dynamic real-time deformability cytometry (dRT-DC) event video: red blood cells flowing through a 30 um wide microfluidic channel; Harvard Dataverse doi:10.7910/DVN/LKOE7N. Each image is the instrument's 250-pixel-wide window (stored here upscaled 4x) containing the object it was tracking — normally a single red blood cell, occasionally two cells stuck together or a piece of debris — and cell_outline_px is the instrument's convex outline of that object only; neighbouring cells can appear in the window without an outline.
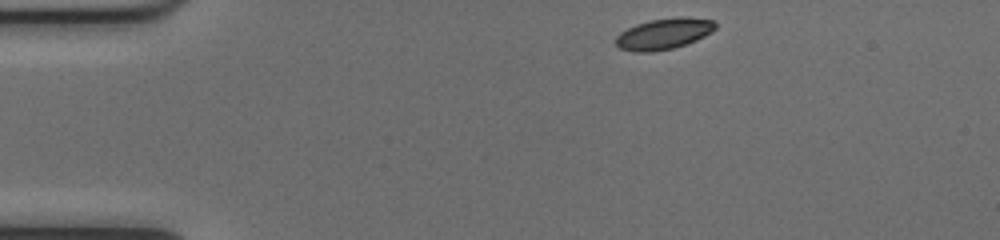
{"species": "common noctule bat (a hibernating species)", "species_latin": "Nyctalus noctula", "temperature_condition": "cold", "stored_images_in_passage": 44, "camera_frame_rate_fps": 3000, "um_per_image_px": 0.085, "animal": {"sex": "female", "body_mass_g": 17.0, "forearm_length_mm": 48.0}, "frame": {"image": 1, "passage_image": 1, "time_ms": 0.0, "image_size_px": [1000, 240], "cell_outline_px": [[716, 28], [712, 32], [696, 40], [672, 48], [652, 52], [632, 52], [620, 48], [616, 44], [616, 36], [620, 32], [636, 24], [648, 20], [680, 16], [688, 16], [716, 20]], "centroid_in_image_um": [56.45, 2.85], "position_along_channel_um": 28.6, "area_um2": 18.21}}
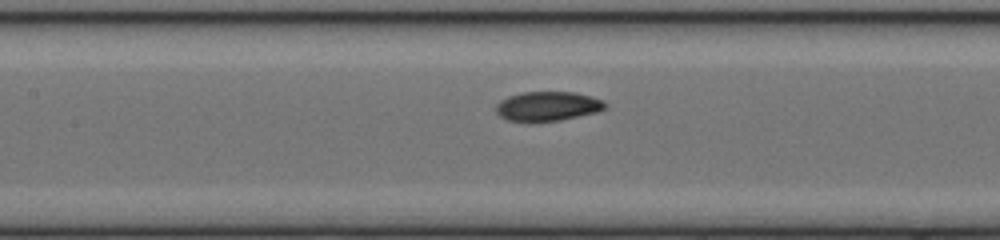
{"frame": {"image": 2, "passage_image": 16, "time_ms": 5.0, "image_size_px": [1000, 240], "cell_outline_px": [[608, 104], [604, 108], [596, 112], [560, 120], [508, 120], [500, 116], [496, 112], [496, 104], [500, 100], [508, 96], [520, 92], [576, 92], [592, 96], [604, 100]], "centroid_in_image_um": [46.57, 8.99], "position_along_channel_um": 160.8, "area_um2": 18.5}}
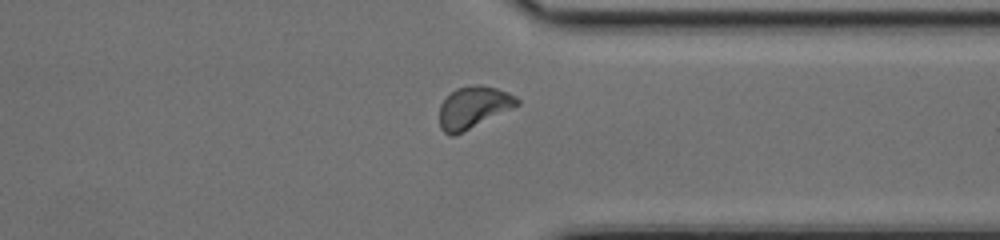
{"frame": {"image": 3, "passage_image": 32, "time_ms": 10.333, "image_size_px": [1000, 240], "cell_outline_px": [[520, 104], [456, 136], [448, 136], [440, 128], [440, 104], [456, 88], [476, 84], [480, 84], [496, 88], [508, 92], [516, 96], [520, 100]], "centroid_in_image_um": [40.24, 9.14], "position_along_channel_um": 371.2, "area_um2": 19.02}, "authors_computed_cell_mechanics": {"area_um2": 18.5538, "velocity_mm_per_s": 3.9751, "shape_relaxation_time_tau1_ms": 7.5051, "shape_relaxation_time_tau2_ms": null, "deformation_change_tau1": 0.1865, "deformation_change_tau2": null}}